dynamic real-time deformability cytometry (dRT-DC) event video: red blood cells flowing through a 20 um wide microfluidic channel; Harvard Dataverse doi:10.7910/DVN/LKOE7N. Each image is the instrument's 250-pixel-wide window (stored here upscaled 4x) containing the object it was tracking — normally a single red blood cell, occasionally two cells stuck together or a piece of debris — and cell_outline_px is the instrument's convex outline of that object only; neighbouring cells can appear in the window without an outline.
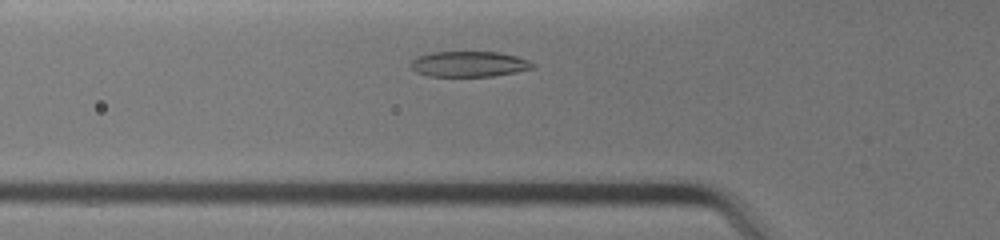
{"species": "common noctule bat (a hibernating species)", "species_latin": "Nyctalus noctula", "temperature_condition": "warm", "stored_images_in_passage": 24, "camera_frame_rate_fps": 3000, "um_per_image_px": 0.085, "animal": {"sex": "female", "body_mass_g": 19.0, "forearm_length_mm": 51.5}, "frame": {"image": 1, "passage_image": 4, "time_ms": 1.0, "image_size_px": [1000, 240], "cell_outline_px": [[536, 68], [516, 72], [492, 76], [428, 76], [416, 72], [408, 64], [416, 56], [432, 52], [500, 52], [516, 56], [528, 60], [536, 64]], "centroid_in_image_um": [39.87, 5.44], "position_along_channel_um": 85.9, "area_um2": 18.32}}
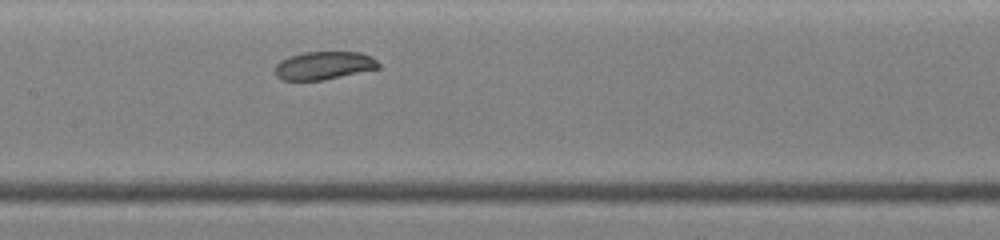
{"frame": {"image": 2, "passage_image": 10, "time_ms": 3.0, "image_size_px": [1000, 240], "cell_outline_px": [[380, 68], [324, 80], [280, 80], [276, 76], [276, 64], [280, 60], [288, 56], [304, 52], [360, 52], [372, 56], [380, 64]], "centroid_in_image_um": [27.53, 5.56], "position_along_channel_um": 179.9, "area_um2": 17.05}}
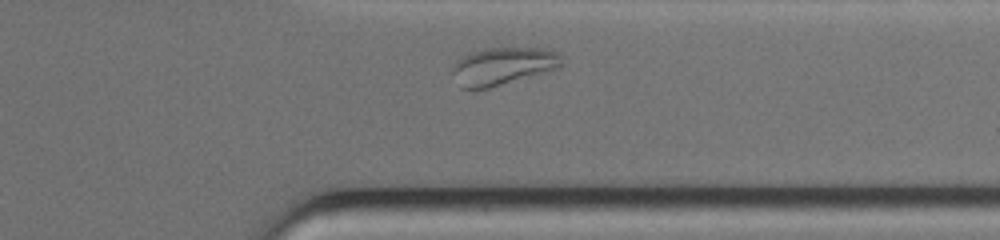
{"frame": {"image": 3, "passage_image": 22, "time_ms": 7.0, "image_size_px": [1000, 240], "cell_outline_px": [[564, 64], [560, 68], [488, 88], [460, 88], [452, 72], [452, 64], [456, 60], [472, 52], [484, 48], [544, 48], [560, 52], [564, 56]], "centroid_in_image_um": [42.81, 5.6], "position_along_channel_um": 368.6, "area_um2": 24.16}, "authors_computed_cell_mechanics": {"area_um2": 17.8891, "velocity_mm_per_s": 4.7161, "shape_relaxation_time_tau1_ms": 5.8646, "shape_relaxation_time_tau2_ms": 4.0121, "deformation_change_tau1": 0.1765, "deformation_change_tau2": 0.0734}}